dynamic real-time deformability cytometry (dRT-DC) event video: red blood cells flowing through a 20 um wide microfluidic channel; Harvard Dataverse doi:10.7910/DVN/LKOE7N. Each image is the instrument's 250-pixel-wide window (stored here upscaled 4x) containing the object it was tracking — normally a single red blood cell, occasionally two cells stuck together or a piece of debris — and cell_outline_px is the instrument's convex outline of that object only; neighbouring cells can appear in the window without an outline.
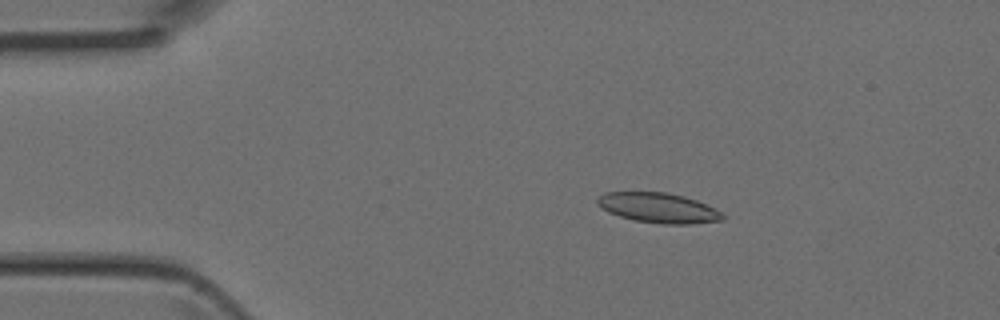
{"species": "Egyptian fruit bat (a non-hibernating species)", "species_latin": "Rousettus aegyptiacus", "temperature_condition": "room temperature", "stored_images_in_passage": 5, "camera_frame_rate_fps": 3000, "um_per_image_px": 0.085, "animal": {"sex": "female"}, "frame": {"image": 1, "passage_image": 3, "time_ms": 0.667, "image_size_px": [1000, 320], "cell_outline_px": [[724, 220], [692, 224], [664, 224], [636, 220], [620, 216], [608, 212], [596, 204], [596, 200], [604, 192], [664, 192], [684, 196], [696, 200], [720, 212], [724, 216]], "centroid_in_image_um": [55.94, 17.66], "position_along_channel_um": 29.1, "area_um2": 21.68}}
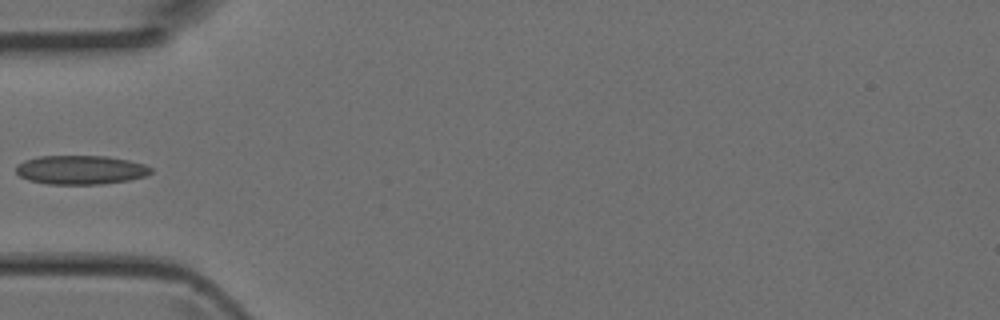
{"frame": {"image": 2, "passage_image": 5, "time_ms": 1.333, "image_size_px": [1000, 320], "cell_outline_px": [[152, 172], [144, 176], [128, 180], [100, 184], [48, 184], [28, 180], [20, 176], [16, 172], [16, 164], [24, 160], [40, 156], [108, 156], [128, 160], [144, 164], [152, 168]], "centroid_in_image_um": [6.83, 14.43], "position_along_channel_um": 78.2, "area_um2": 22.77}}